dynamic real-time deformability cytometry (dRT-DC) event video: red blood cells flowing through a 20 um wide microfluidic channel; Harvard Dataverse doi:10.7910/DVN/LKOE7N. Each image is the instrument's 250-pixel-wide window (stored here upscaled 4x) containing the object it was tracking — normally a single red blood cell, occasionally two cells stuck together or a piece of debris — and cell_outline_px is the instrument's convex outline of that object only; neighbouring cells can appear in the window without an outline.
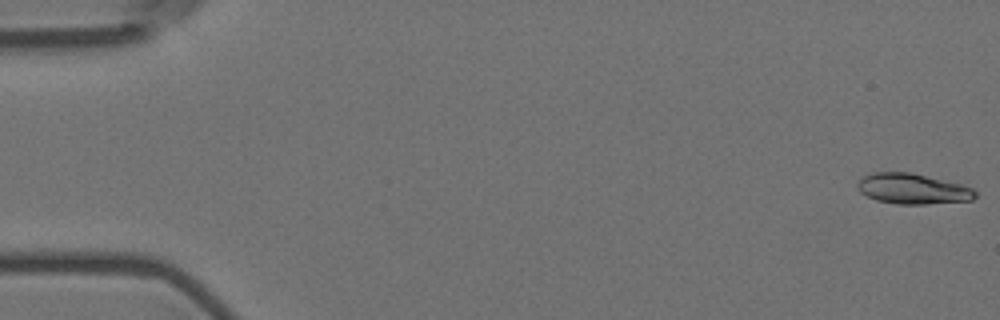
{"species": "Egyptian fruit bat (a non-hibernating species)", "species_latin": "Rousettus aegyptiacus", "temperature_condition": "room temperature", "stored_images_in_passage": 56, "camera_frame_rate_fps": 3000, "um_per_image_px": 0.085, "animal": {"sex": "female"}, "frame": {"image": 1, "passage_image": 1, "time_ms": 0.0, "image_size_px": [1000, 320], "cell_outline_px": [[976, 196], [972, 200], [928, 204], [896, 204], [876, 200], [860, 192], [856, 188], [856, 184], [860, 176], [872, 172], [912, 172], [960, 184], [972, 188], [976, 192]], "centroid_in_image_um": [77.52, 16.04], "position_along_channel_um": 7.5, "area_um2": 21.1}}
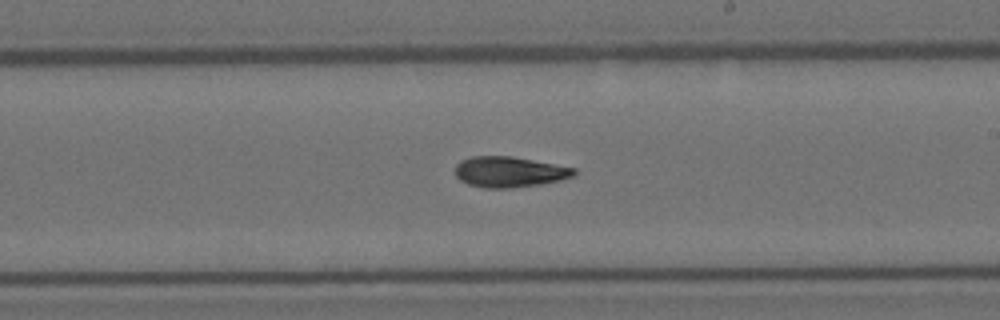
{"frame": {"image": 2, "passage_image": 33, "time_ms": 10.667, "image_size_px": [1000, 320], "cell_outline_px": [[576, 172], [572, 176], [560, 180], [540, 184], [512, 188], [484, 188], [468, 184], [460, 180], [456, 176], [456, 164], [460, 160], [472, 156], [512, 156], [576, 168]], "centroid_in_image_um": [43.27, 14.61], "position_along_channel_um": 245.7, "area_um2": 21.21}}
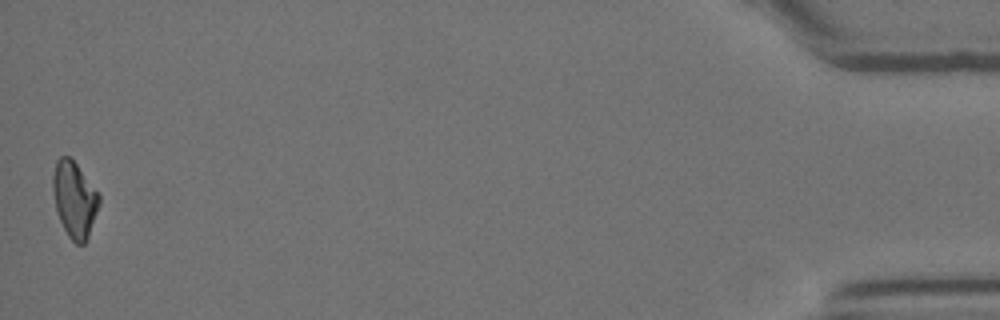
{"frame": {"image": 3, "passage_image": 56, "time_ms": 18.333, "image_size_px": [1000, 320], "cell_outline_px": [[100, 204], [88, 236], [84, 244], [76, 244], [68, 236], [60, 220], [56, 208], [52, 192], [52, 176], [56, 160], [60, 156], [68, 156], [76, 164], [100, 196]], "centroid_in_image_um": [6.31, 16.95], "position_along_channel_um": 428.9, "area_um2": 20.23}, "authors_computed_cell_mechanics": {"area_um2": 20.8369, "velocity_mm_per_s": 3.5983, "shape_relaxation_time_tau1_ms": null, "shape_relaxation_time_tau2_ms": 5.1607, "deformation_change_tau1": null, "deformation_change_tau2": 0.1217}}